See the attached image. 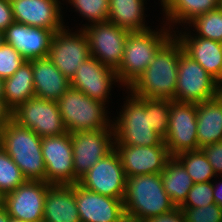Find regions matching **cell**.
Here are the masks:
<instances>
[{
    "label": "cell",
    "instance_id": "6da1fadb",
    "mask_svg": "<svg viewBox=\"0 0 222 222\" xmlns=\"http://www.w3.org/2000/svg\"><path fill=\"white\" fill-rule=\"evenodd\" d=\"M182 52L180 42L173 36L127 90L140 98L174 100L179 55Z\"/></svg>",
    "mask_w": 222,
    "mask_h": 222
},
{
    "label": "cell",
    "instance_id": "7a4b0ae2",
    "mask_svg": "<svg viewBox=\"0 0 222 222\" xmlns=\"http://www.w3.org/2000/svg\"><path fill=\"white\" fill-rule=\"evenodd\" d=\"M123 205L129 222H142L176 207L164 190L161 173L127 177Z\"/></svg>",
    "mask_w": 222,
    "mask_h": 222
},
{
    "label": "cell",
    "instance_id": "3957f363",
    "mask_svg": "<svg viewBox=\"0 0 222 222\" xmlns=\"http://www.w3.org/2000/svg\"><path fill=\"white\" fill-rule=\"evenodd\" d=\"M161 28L130 32L126 38L123 59L116 70L122 87L128 89L150 65L157 52L174 36L165 23Z\"/></svg>",
    "mask_w": 222,
    "mask_h": 222
},
{
    "label": "cell",
    "instance_id": "277c9868",
    "mask_svg": "<svg viewBox=\"0 0 222 222\" xmlns=\"http://www.w3.org/2000/svg\"><path fill=\"white\" fill-rule=\"evenodd\" d=\"M41 144V137L13 119L0 130V146L18 165L27 180L45 181L46 166Z\"/></svg>",
    "mask_w": 222,
    "mask_h": 222
},
{
    "label": "cell",
    "instance_id": "5b68a950",
    "mask_svg": "<svg viewBox=\"0 0 222 222\" xmlns=\"http://www.w3.org/2000/svg\"><path fill=\"white\" fill-rule=\"evenodd\" d=\"M126 91L128 95L118 117H112L115 140L130 146L165 145L164 139L150 127V106L142 98Z\"/></svg>",
    "mask_w": 222,
    "mask_h": 222
},
{
    "label": "cell",
    "instance_id": "8992f818",
    "mask_svg": "<svg viewBox=\"0 0 222 222\" xmlns=\"http://www.w3.org/2000/svg\"><path fill=\"white\" fill-rule=\"evenodd\" d=\"M67 132L113 129L108 106L70 87L57 101ZM110 118V119H109Z\"/></svg>",
    "mask_w": 222,
    "mask_h": 222
},
{
    "label": "cell",
    "instance_id": "52a82bcc",
    "mask_svg": "<svg viewBox=\"0 0 222 222\" xmlns=\"http://www.w3.org/2000/svg\"><path fill=\"white\" fill-rule=\"evenodd\" d=\"M12 119L41 138L67 133L57 101L30 98L12 111Z\"/></svg>",
    "mask_w": 222,
    "mask_h": 222
},
{
    "label": "cell",
    "instance_id": "ba28073f",
    "mask_svg": "<svg viewBox=\"0 0 222 222\" xmlns=\"http://www.w3.org/2000/svg\"><path fill=\"white\" fill-rule=\"evenodd\" d=\"M218 82L186 53L179 55L176 102L201 103L217 96Z\"/></svg>",
    "mask_w": 222,
    "mask_h": 222
},
{
    "label": "cell",
    "instance_id": "9c48e42d",
    "mask_svg": "<svg viewBox=\"0 0 222 222\" xmlns=\"http://www.w3.org/2000/svg\"><path fill=\"white\" fill-rule=\"evenodd\" d=\"M68 27L65 26L54 33L48 57L61 73L71 80L80 65L91 54L88 38L83 29L72 32Z\"/></svg>",
    "mask_w": 222,
    "mask_h": 222
},
{
    "label": "cell",
    "instance_id": "30bf717a",
    "mask_svg": "<svg viewBox=\"0 0 222 222\" xmlns=\"http://www.w3.org/2000/svg\"><path fill=\"white\" fill-rule=\"evenodd\" d=\"M41 150L46 166L45 182L51 185L79 183L74 172L71 133L43 137Z\"/></svg>",
    "mask_w": 222,
    "mask_h": 222
},
{
    "label": "cell",
    "instance_id": "8fae6325",
    "mask_svg": "<svg viewBox=\"0 0 222 222\" xmlns=\"http://www.w3.org/2000/svg\"><path fill=\"white\" fill-rule=\"evenodd\" d=\"M91 56L104 66L117 70L123 59L124 45L130 31L110 21L94 23L83 28Z\"/></svg>",
    "mask_w": 222,
    "mask_h": 222
},
{
    "label": "cell",
    "instance_id": "7c38bea8",
    "mask_svg": "<svg viewBox=\"0 0 222 222\" xmlns=\"http://www.w3.org/2000/svg\"><path fill=\"white\" fill-rule=\"evenodd\" d=\"M126 183L127 177L115 149L102 157L79 179L82 187L122 201Z\"/></svg>",
    "mask_w": 222,
    "mask_h": 222
},
{
    "label": "cell",
    "instance_id": "4fadbf2b",
    "mask_svg": "<svg viewBox=\"0 0 222 222\" xmlns=\"http://www.w3.org/2000/svg\"><path fill=\"white\" fill-rule=\"evenodd\" d=\"M171 156L199 150L196 103L170 100L169 128L164 139Z\"/></svg>",
    "mask_w": 222,
    "mask_h": 222
},
{
    "label": "cell",
    "instance_id": "5bb4252c",
    "mask_svg": "<svg viewBox=\"0 0 222 222\" xmlns=\"http://www.w3.org/2000/svg\"><path fill=\"white\" fill-rule=\"evenodd\" d=\"M114 136L113 129L71 133L74 172L78 179L114 149Z\"/></svg>",
    "mask_w": 222,
    "mask_h": 222
},
{
    "label": "cell",
    "instance_id": "9a60e30c",
    "mask_svg": "<svg viewBox=\"0 0 222 222\" xmlns=\"http://www.w3.org/2000/svg\"><path fill=\"white\" fill-rule=\"evenodd\" d=\"M115 83L122 86L117 72L90 56L77 69L76 74L70 80V87L107 105L109 104V95L112 96L110 92L113 88L112 85Z\"/></svg>",
    "mask_w": 222,
    "mask_h": 222
},
{
    "label": "cell",
    "instance_id": "2e32d148",
    "mask_svg": "<svg viewBox=\"0 0 222 222\" xmlns=\"http://www.w3.org/2000/svg\"><path fill=\"white\" fill-rule=\"evenodd\" d=\"M51 184L27 180L5 196V210L9 216L25 222H42L44 201Z\"/></svg>",
    "mask_w": 222,
    "mask_h": 222
},
{
    "label": "cell",
    "instance_id": "e0dca14e",
    "mask_svg": "<svg viewBox=\"0 0 222 222\" xmlns=\"http://www.w3.org/2000/svg\"><path fill=\"white\" fill-rule=\"evenodd\" d=\"M126 177L161 173L172 157L166 145L130 146L114 141Z\"/></svg>",
    "mask_w": 222,
    "mask_h": 222
},
{
    "label": "cell",
    "instance_id": "ac0fdd59",
    "mask_svg": "<svg viewBox=\"0 0 222 222\" xmlns=\"http://www.w3.org/2000/svg\"><path fill=\"white\" fill-rule=\"evenodd\" d=\"M71 186L81 222H123L126 219L121 199L103 196L79 183Z\"/></svg>",
    "mask_w": 222,
    "mask_h": 222
},
{
    "label": "cell",
    "instance_id": "d6986e66",
    "mask_svg": "<svg viewBox=\"0 0 222 222\" xmlns=\"http://www.w3.org/2000/svg\"><path fill=\"white\" fill-rule=\"evenodd\" d=\"M15 22L31 27L62 30L65 25L60 0H10Z\"/></svg>",
    "mask_w": 222,
    "mask_h": 222
},
{
    "label": "cell",
    "instance_id": "ffe728a7",
    "mask_svg": "<svg viewBox=\"0 0 222 222\" xmlns=\"http://www.w3.org/2000/svg\"><path fill=\"white\" fill-rule=\"evenodd\" d=\"M173 33L180 42L184 53L198 62L217 82L222 80L221 42L195 36L187 27L180 30L179 28L178 30L175 29Z\"/></svg>",
    "mask_w": 222,
    "mask_h": 222
},
{
    "label": "cell",
    "instance_id": "44dd1931",
    "mask_svg": "<svg viewBox=\"0 0 222 222\" xmlns=\"http://www.w3.org/2000/svg\"><path fill=\"white\" fill-rule=\"evenodd\" d=\"M54 32L14 22L4 30V42L13 46L26 60L46 57Z\"/></svg>",
    "mask_w": 222,
    "mask_h": 222
},
{
    "label": "cell",
    "instance_id": "7402d4cb",
    "mask_svg": "<svg viewBox=\"0 0 222 222\" xmlns=\"http://www.w3.org/2000/svg\"><path fill=\"white\" fill-rule=\"evenodd\" d=\"M35 97L58 101L70 88V80L51 62L48 56L31 60Z\"/></svg>",
    "mask_w": 222,
    "mask_h": 222
},
{
    "label": "cell",
    "instance_id": "603a6c76",
    "mask_svg": "<svg viewBox=\"0 0 222 222\" xmlns=\"http://www.w3.org/2000/svg\"><path fill=\"white\" fill-rule=\"evenodd\" d=\"M42 222H81L71 185H51L47 189Z\"/></svg>",
    "mask_w": 222,
    "mask_h": 222
},
{
    "label": "cell",
    "instance_id": "cb8c5ba5",
    "mask_svg": "<svg viewBox=\"0 0 222 222\" xmlns=\"http://www.w3.org/2000/svg\"><path fill=\"white\" fill-rule=\"evenodd\" d=\"M162 6V12L165 16L162 20L174 31L178 29L176 25L182 28L194 18L215 10L219 7L220 0H159ZM166 18V19H165ZM165 20V21H164ZM182 23V24H181ZM175 24V25H174ZM174 28H173V27Z\"/></svg>",
    "mask_w": 222,
    "mask_h": 222
},
{
    "label": "cell",
    "instance_id": "d4e9b609",
    "mask_svg": "<svg viewBox=\"0 0 222 222\" xmlns=\"http://www.w3.org/2000/svg\"><path fill=\"white\" fill-rule=\"evenodd\" d=\"M199 148L222 141V102L217 98L196 103Z\"/></svg>",
    "mask_w": 222,
    "mask_h": 222
},
{
    "label": "cell",
    "instance_id": "484cf974",
    "mask_svg": "<svg viewBox=\"0 0 222 222\" xmlns=\"http://www.w3.org/2000/svg\"><path fill=\"white\" fill-rule=\"evenodd\" d=\"M145 2L147 0H109L108 21L130 32L150 30L152 26H147L145 20Z\"/></svg>",
    "mask_w": 222,
    "mask_h": 222
},
{
    "label": "cell",
    "instance_id": "4316f807",
    "mask_svg": "<svg viewBox=\"0 0 222 222\" xmlns=\"http://www.w3.org/2000/svg\"><path fill=\"white\" fill-rule=\"evenodd\" d=\"M35 97L31 60L25 61L10 77L4 79V101L15 110L20 104Z\"/></svg>",
    "mask_w": 222,
    "mask_h": 222
},
{
    "label": "cell",
    "instance_id": "83f0119b",
    "mask_svg": "<svg viewBox=\"0 0 222 222\" xmlns=\"http://www.w3.org/2000/svg\"><path fill=\"white\" fill-rule=\"evenodd\" d=\"M161 179L164 190L172 202L176 207H180L186 200L194 182L175 156H172L167 161L166 166L161 172Z\"/></svg>",
    "mask_w": 222,
    "mask_h": 222
},
{
    "label": "cell",
    "instance_id": "f1b7e54d",
    "mask_svg": "<svg viewBox=\"0 0 222 222\" xmlns=\"http://www.w3.org/2000/svg\"><path fill=\"white\" fill-rule=\"evenodd\" d=\"M186 169L194 183L209 182L217 178L202 149L184 151L175 156Z\"/></svg>",
    "mask_w": 222,
    "mask_h": 222
},
{
    "label": "cell",
    "instance_id": "f546056e",
    "mask_svg": "<svg viewBox=\"0 0 222 222\" xmlns=\"http://www.w3.org/2000/svg\"><path fill=\"white\" fill-rule=\"evenodd\" d=\"M186 26L195 36L222 43V10L219 7L194 18ZM188 26L194 29L190 30Z\"/></svg>",
    "mask_w": 222,
    "mask_h": 222
},
{
    "label": "cell",
    "instance_id": "4dcf8cb0",
    "mask_svg": "<svg viewBox=\"0 0 222 222\" xmlns=\"http://www.w3.org/2000/svg\"><path fill=\"white\" fill-rule=\"evenodd\" d=\"M64 1V0H62ZM73 8L74 12H78L79 16L88 21L79 29L94 23L108 21L109 15V0H66Z\"/></svg>",
    "mask_w": 222,
    "mask_h": 222
},
{
    "label": "cell",
    "instance_id": "1f68e13d",
    "mask_svg": "<svg viewBox=\"0 0 222 222\" xmlns=\"http://www.w3.org/2000/svg\"><path fill=\"white\" fill-rule=\"evenodd\" d=\"M26 181L18 165L0 146V191L6 195Z\"/></svg>",
    "mask_w": 222,
    "mask_h": 222
},
{
    "label": "cell",
    "instance_id": "d6a6232c",
    "mask_svg": "<svg viewBox=\"0 0 222 222\" xmlns=\"http://www.w3.org/2000/svg\"><path fill=\"white\" fill-rule=\"evenodd\" d=\"M150 106L151 129L163 139L169 128L170 100L157 98H142Z\"/></svg>",
    "mask_w": 222,
    "mask_h": 222
},
{
    "label": "cell",
    "instance_id": "836d02e7",
    "mask_svg": "<svg viewBox=\"0 0 222 222\" xmlns=\"http://www.w3.org/2000/svg\"><path fill=\"white\" fill-rule=\"evenodd\" d=\"M214 203L212 181L199 182L194 183L191 187L186 200L180 208H200Z\"/></svg>",
    "mask_w": 222,
    "mask_h": 222
},
{
    "label": "cell",
    "instance_id": "e575fe53",
    "mask_svg": "<svg viewBox=\"0 0 222 222\" xmlns=\"http://www.w3.org/2000/svg\"><path fill=\"white\" fill-rule=\"evenodd\" d=\"M25 61L13 46L4 42L0 47V78L12 76Z\"/></svg>",
    "mask_w": 222,
    "mask_h": 222
},
{
    "label": "cell",
    "instance_id": "d590c367",
    "mask_svg": "<svg viewBox=\"0 0 222 222\" xmlns=\"http://www.w3.org/2000/svg\"><path fill=\"white\" fill-rule=\"evenodd\" d=\"M180 209L185 222H222V209L215 203L206 207Z\"/></svg>",
    "mask_w": 222,
    "mask_h": 222
},
{
    "label": "cell",
    "instance_id": "8d00e7d4",
    "mask_svg": "<svg viewBox=\"0 0 222 222\" xmlns=\"http://www.w3.org/2000/svg\"><path fill=\"white\" fill-rule=\"evenodd\" d=\"M206 154L216 176H222V141L201 148Z\"/></svg>",
    "mask_w": 222,
    "mask_h": 222
},
{
    "label": "cell",
    "instance_id": "74e56055",
    "mask_svg": "<svg viewBox=\"0 0 222 222\" xmlns=\"http://www.w3.org/2000/svg\"><path fill=\"white\" fill-rule=\"evenodd\" d=\"M14 22L10 0H0V30H6Z\"/></svg>",
    "mask_w": 222,
    "mask_h": 222
},
{
    "label": "cell",
    "instance_id": "f35d334b",
    "mask_svg": "<svg viewBox=\"0 0 222 222\" xmlns=\"http://www.w3.org/2000/svg\"><path fill=\"white\" fill-rule=\"evenodd\" d=\"M142 222H185V219L180 207H175L163 215L151 217L147 220H143Z\"/></svg>",
    "mask_w": 222,
    "mask_h": 222
},
{
    "label": "cell",
    "instance_id": "ab89813d",
    "mask_svg": "<svg viewBox=\"0 0 222 222\" xmlns=\"http://www.w3.org/2000/svg\"><path fill=\"white\" fill-rule=\"evenodd\" d=\"M12 119V111L6 105L3 98H0V130Z\"/></svg>",
    "mask_w": 222,
    "mask_h": 222
},
{
    "label": "cell",
    "instance_id": "60d3db41",
    "mask_svg": "<svg viewBox=\"0 0 222 222\" xmlns=\"http://www.w3.org/2000/svg\"><path fill=\"white\" fill-rule=\"evenodd\" d=\"M217 177L218 179H221L222 181V178L220 175ZM221 181L219 180L217 181V179L215 180L214 178L212 180V184H213V198H214L215 204H217L222 209V182Z\"/></svg>",
    "mask_w": 222,
    "mask_h": 222
},
{
    "label": "cell",
    "instance_id": "b9f144b4",
    "mask_svg": "<svg viewBox=\"0 0 222 222\" xmlns=\"http://www.w3.org/2000/svg\"><path fill=\"white\" fill-rule=\"evenodd\" d=\"M9 214L4 209L0 210V222H9Z\"/></svg>",
    "mask_w": 222,
    "mask_h": 222
},
{
    "label": "cell",
    "instance_id": "7bdbcfd3",
    "mask_svg": "<svg viewBox=\"0 0 222 222\" xmlns=\"http://www.w3.org/2000/svg\"><path fill=\"white\" fill-rule=\"evenodd\" d=\"M217 98L222 102V80L217 85Z\"/></svg>",
    "mask_w": 222,
    "mask_h": 222
},
{
    "label": "cell",
    "instance_id": "ee69618b",
    "mask_svg": "<svg viewBox=\"0 0 222 222\" xmlns=\"http://www.w3.org/2000/svg\"><path fill=\"white\" fill-rule=\"evenodd\" d=\"M5 194L0 191V210L5 208Z\"/></svg>",
    "mask_w": 222,
    "mask_h": 222
},
{
    "label": "cell",
    "instance_id": "f6af8a7d",
    "mask_svg": "<svg viewBox=\"0 0 222 222\" xmlns=\"http://www.w3.org/2000/svg\"><path fill=\"white\" fill-rule=\"evenodd\" d=\"M4 97V79L0 78V98Z\"/></svg>",
    "mask_w": 222,
    "mask_h": 222
},
{
    "label": "cell",
    "instance_id": "bcb514c9",
    "mask_svg": "<svg viewBox=\"0 0 222 222\" xmlns=\"http://www.w3.org/2000/svg\"><path fill=\"white\" fill-rule=\"evenodd\" d=\"M4 43V31L0 30V47Z\"/></svg>",
    "mask_w": 222,
    "mask_h": 222
},
{
    "label": "cell",
    "instance_id": "7dc6e473",
    "mask_svg": "<svg viewBox=\"0 0 222 222\" xmlns=\"http://www.w3.org/2000/svg\"><path fill=\"white\" fill-rule=\"evenodd\" d=\"M9 222H25V221L10 216L9 217Z\"/></svg>",
    "mask_w": 222,
    "mask_h": 222
},
{
    "label": "cell",
    "instance_id": "c3c4849f",
    "mask_svg": "<svg viewBox=\"0 0 222 222\" xmlns=\"http://www.w3.org/2000/svg\"><path fill=\"white\" fill-rule=\"evenodd\" d=\"M219 8L222 10V0L219 1Z\"/></svg>",
    "mask_w": 222,
    "mask_h": 222
}]
</instances>
